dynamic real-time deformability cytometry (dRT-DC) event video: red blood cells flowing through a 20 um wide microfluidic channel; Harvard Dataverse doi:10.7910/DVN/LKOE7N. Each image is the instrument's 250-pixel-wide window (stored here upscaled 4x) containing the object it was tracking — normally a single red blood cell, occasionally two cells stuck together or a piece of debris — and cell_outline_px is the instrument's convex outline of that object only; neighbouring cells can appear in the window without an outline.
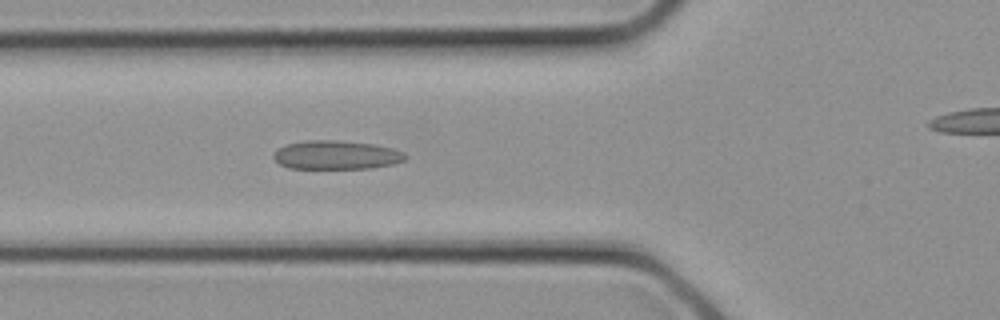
{"species": "common noctule bat (a hibernating species)", "species_latin": "Nyctalus noctula", "temperature_condition": "cold", "stored_images_in_passage": 9, "segment_of_instrument_passage": [1, 2], "camera_frame_rate_fps": 3000, "um_per_image_px": 0.085, "animal": {"sex": "female", "body_mass_g": 21.9}, "frame": {"image": 1, "passage_image": 8, "time_ms": 2.333, "image_size_px": [1000, 320], "cell_outline_px": [[408, 156], [404, 160], [392, 164], [372, 168], [288, 168], [280, 164], [272, 156], [276, 148], [284, 144], [304, 140], [336, 140], [376, 144], [392, 148], [404, 152]], "centroid_in_image_um": [28.56, 13.16], "position_along_channel_um": 97.2, "area_um2": 22.31}}